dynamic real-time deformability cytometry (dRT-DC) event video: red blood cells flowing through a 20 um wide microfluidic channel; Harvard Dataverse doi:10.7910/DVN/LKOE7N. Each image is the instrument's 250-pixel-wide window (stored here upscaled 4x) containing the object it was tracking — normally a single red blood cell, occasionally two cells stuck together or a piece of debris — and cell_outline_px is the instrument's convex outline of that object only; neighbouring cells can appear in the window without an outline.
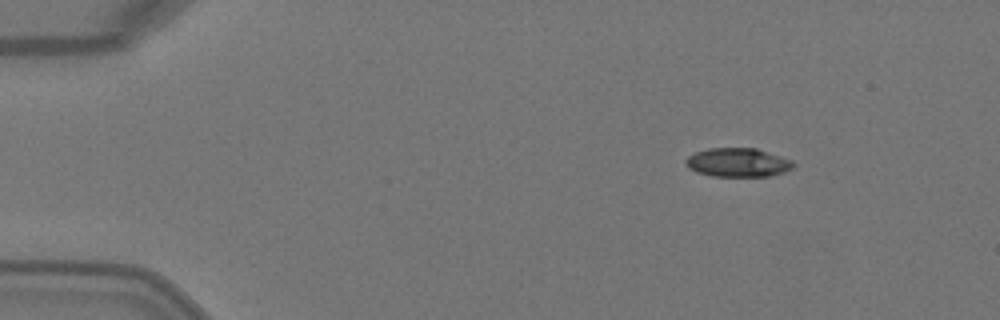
{"species": "Egyptian fruit bat (a non-hibernating species)", "species_latin": "Rousettus aegyptiacus", "temperature_condition": "warm", "stored_images_in_passage": 4, "camera_frame_rate_fps": 3000, "um_per_image_px": 0.085, "animal": {"sex": "female"}, "frame": {"image": 1, "passage_image": 1, "time_ms": 0.0, "image_size_px": [1000, 320], "cell_outline_px": [[796, 164], [792, 168], [784, 172], [768, 176], [712, 176], [696, 172], [688, 168], [684, 160], [688, 156], [696, 152], [708, 148], [756, 148], [792, 160]], "centroid_in_image_um": [62.7, 13.81], "position_along_channel_um": 22.3, "area_um2": 18.09}}
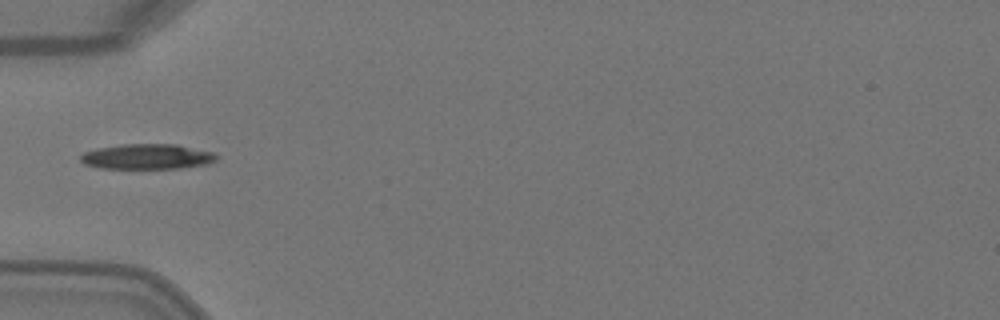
{"frame": {"image": 2, "passage_image": 4, "time_ms": 1.0, "image_size_px": [1000, 320], "cell_outline_px": [[220, 156], [216, 160], [208, 164], [180, 168], [100, 168], [84, 164], [80, 160], [80, 156], [84, 152], [96, 148], [124, 144], [176, 144], [212, 152]], "centroid_in_image_um": [12.51, 13.31], "position_along_channel_um": 72.5, "area_um2": 20.0}}